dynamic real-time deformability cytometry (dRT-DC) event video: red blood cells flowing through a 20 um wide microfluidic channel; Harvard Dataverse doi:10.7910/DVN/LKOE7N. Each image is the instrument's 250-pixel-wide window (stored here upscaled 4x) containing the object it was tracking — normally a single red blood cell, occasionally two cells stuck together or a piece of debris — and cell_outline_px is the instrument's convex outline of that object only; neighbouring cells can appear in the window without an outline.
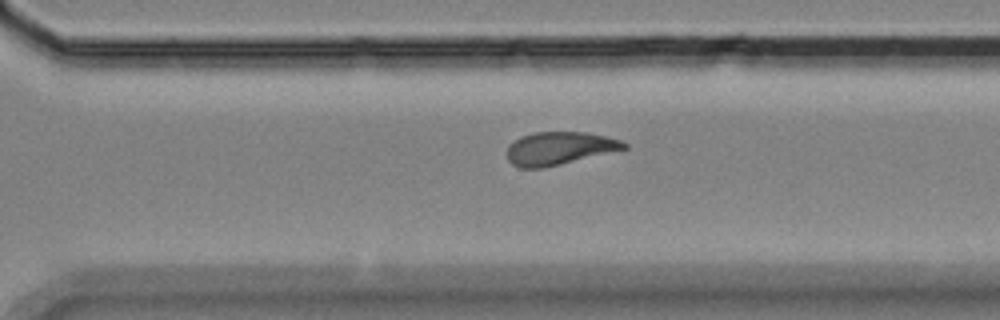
{"species": "Egyptian fruit bat (a non-hibernating species)", "species_latin": "Rousettus aegyptiacus", "temperature_condition": "room temperature", "stored_images_in_passage": 16, "camera_frame_rate_fps": 3000, "um_per_image_px": 0.085, "animal": {"sex": "female"}, "frame": {"image": 1, "passage_image": 11, "time_ms": 12.667, "image_size_px": [1000, 320], "cell_outline_px": [[628, 148], [544, 168], [520, 168], [512, 164], [508, 160], [508, 144], [520, 136], [536, 132], [588, 132], [620, 140], [628, 144]], "centroid_in_image_um": [47.52, 12.6], "position_along_channel_um": 323.1, "area_um2": 22.43}}
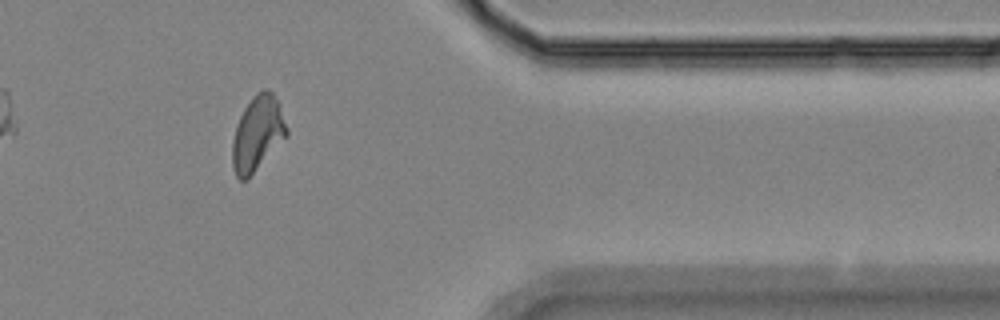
{"frame": {"image": 2, "passage_image": 13, "time_ms": 15.0, "image_size_px": [1000, 320], "cell_outline_px": [[288, 136], [248, 180], [240, 180], [236, 176], [232, 168], [232, 140], [236, 124], [244, 108], [252, 96], [256, 92], [264, 88], [268, 88], [272, 92], [280, 104], [288, 128]], "centroid_in_image_um": [21.9, 11.36], "position_along_channel_um": 389.5, "area_um2": 24.33}}
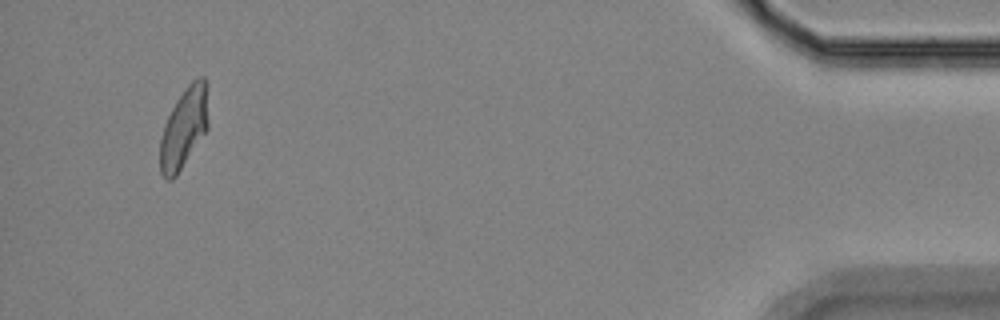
{"frame": {"image": 3, "passage_image": 15, "time_ms": 17.333, "image_size_px": [1000, 320], "cell_outline_px": [[208, 128], [176, 176], [172, 180], [164, 180], [160, 172], [160, 140], [164, 124], [176, 100], [188, 84], [196, 76], [204, 76], [208, 84]], "centroid_in_image_um": [15.65, 10.83], "position_along_channel_um": 419.5, "area_um2": 22.95}}